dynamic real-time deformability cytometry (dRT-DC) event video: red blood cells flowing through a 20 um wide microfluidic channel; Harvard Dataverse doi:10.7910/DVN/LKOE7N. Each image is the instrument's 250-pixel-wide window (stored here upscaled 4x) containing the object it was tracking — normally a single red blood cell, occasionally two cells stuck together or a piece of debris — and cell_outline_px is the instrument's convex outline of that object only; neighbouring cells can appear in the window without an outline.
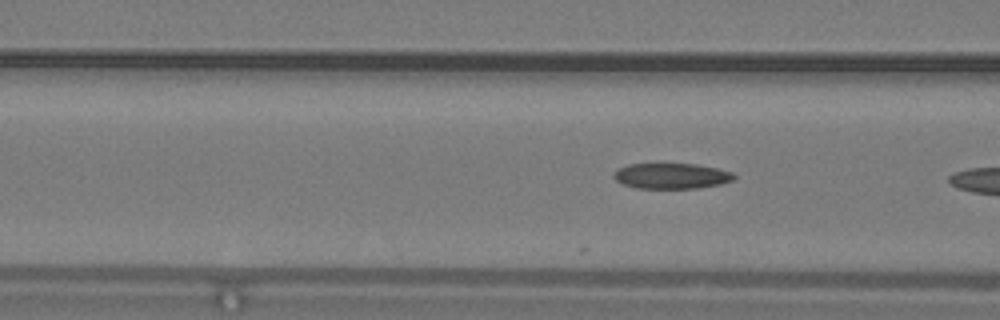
{"species": "common noctule bat (a hibernating species)", "species_latin": "Nyctalus noctula", "temperature_condition": "warm", "stored_images_in_passage": 16, "camera_frame_rate_fps": 3000, "um_per_image_px": 0.085, "animal": {"sex": "male", "body_mass_g": 19.2, "forearm_length_mm": 51.8}, "frame": {"image": 1, "passage_image": 13, "time_ms": 4.0, "image_size_px": [1000, 320], "cell_outline_px": [[736, 176], [732, 180], [720, 184], [696, 188], [636, 188], [624, 184], [616, 180], [612, 176], [620, 168], [628, 164], [660, 160], [696, 164], [716, 168], [732, 172]], "centroid_in_image_um": [57.04, 14.89], "position_along_channel_um": 109.6, "area_um2": 18.67}}